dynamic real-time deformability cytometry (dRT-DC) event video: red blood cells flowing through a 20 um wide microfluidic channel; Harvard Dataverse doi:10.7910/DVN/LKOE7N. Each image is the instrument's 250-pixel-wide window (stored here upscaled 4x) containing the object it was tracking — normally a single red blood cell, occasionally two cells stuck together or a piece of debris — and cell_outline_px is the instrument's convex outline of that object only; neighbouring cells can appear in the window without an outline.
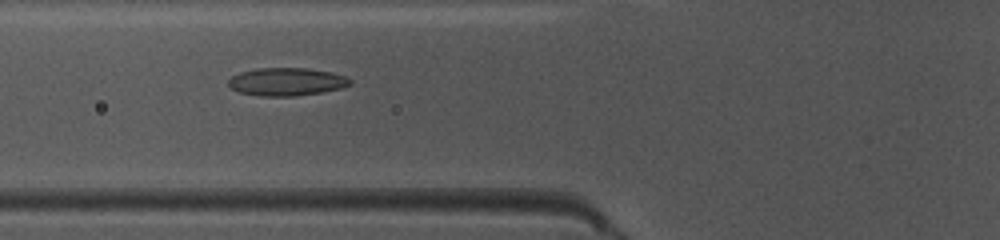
{"species": "common noctule bat (a hibernating species)", "species_latin": "Nyctalus noctula", "temperature_condition": "warm", "stored_images_in_passage": 44, "camera_frame_rate_fps": 3000, "um_per_image_px": 0.085, "animal": {"sex": "female", "body_mass_g": 10.0, "forearm_length_mm": 53.1}, "frame": {"image": 1, "passage_image": 14, "time_ms": 4.333, "image_size_px": [1000, 240], "cell_outline_px": [[352, 84], [340, 88], [320, 92], [296, 96], [260, 96], [240, 92], [232, 88], [228, 84], [228, 80], [232, 76], [240, 72], [256, 68], [308, 68], [332, 72], [344, 76], [352, 80]], "centroid_in_image_um": [24.36, 6.94], "position_along_channel_um": 101.4, "area_um2": 19.77}}
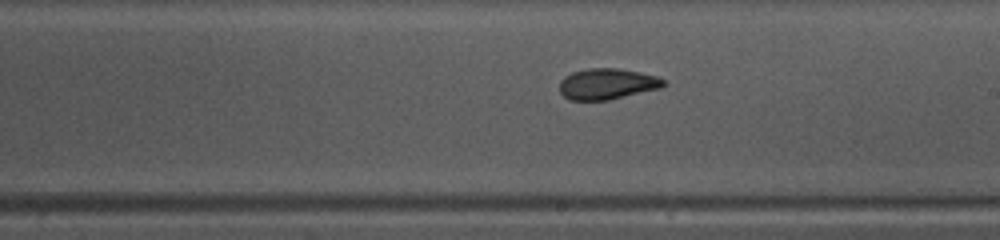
{"frame": {"image": 2, "passage_image": 24, "time_ms": 7.667, "image_size_px": [1000, 240], "cell_outline_px": [[664, 84], [660, 88], [608, 100], [568, 100], [560, 92], [560, 80], [564, 76], [572, 72], [588, 68], [620, 68], [640, 72], [656, 76], [664, 80]], "centroid_in_image_um": [51.57, 7.13], "position_along_channel_um": 237.4, "area_um2": 18.73}}
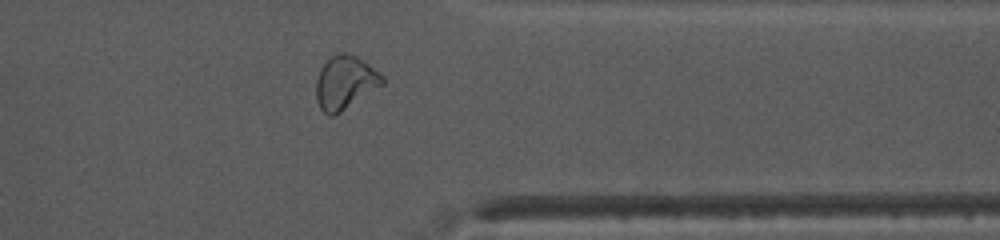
{"frame": {"image": 3, "passage_image": 35, "time_ms": 11.333, "image_size_px": [1000, 240], "cell_outline_px": [[384, 84], [340, 112], [332, 116], [328, 116], [320, 108], [316, 100], [316, 80], [320, 68], [332, 56], [340, 52], [348, 52], [356, 56], [368, 64], [384, 76]], "centroid_in_image_um": [29.32, 7.01], "position_along_channel_um": 382.1, "area_um2": 20.52}, "authors_computed_cell_mechanics": {"area_um2": 19.6809, "velocity_mm_per_s": 4.0504, "shape_relaxation_time_tau1_ms": 9.8108, "shape_relaxation_time_tau2_ms": 1.3517, "deformation_change_tau1": 0.2337, "deformation_change_tau2": 0.072}}